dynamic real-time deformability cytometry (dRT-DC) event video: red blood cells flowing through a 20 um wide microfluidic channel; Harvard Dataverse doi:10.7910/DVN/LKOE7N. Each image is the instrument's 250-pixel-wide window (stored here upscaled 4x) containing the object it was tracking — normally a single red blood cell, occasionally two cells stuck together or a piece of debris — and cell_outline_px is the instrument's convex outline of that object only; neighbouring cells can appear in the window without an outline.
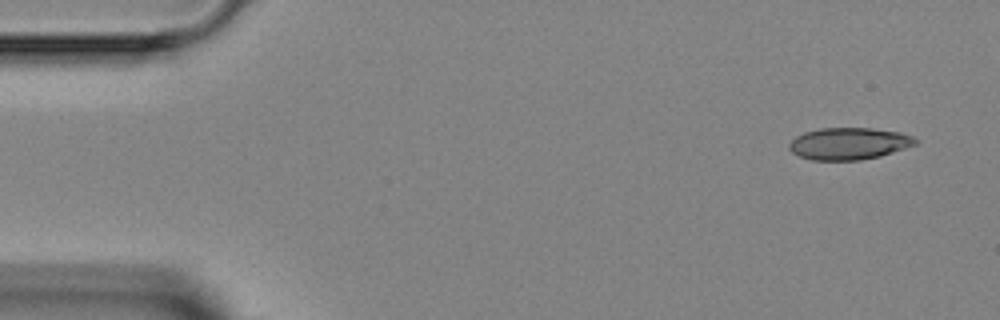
{"species": "Egyptian fruit bat (a non-hibernating species)", "species_latin": "Rousettus aegyptiacus", "temperature_condition": "room temperature", "stored_images_in_passage": 6, "camera_frame_rate_fps": 3000, "um_per_image_px": 0.085, "animal": {"sex": "female"}, "frame": {"image": 1, "passage_image": 1, "time_ms": 0.0, "image_size_px": [1000, 320], "cell_outline_px": [[916, 144], [880, 156], [860, 160], [812, 160], [800, 156], [792, 152], [788, 148], [788, 144], [796, 136], [804, 132], [820, 128], [872, 128], [900, 132], [912, 136], [916, 140]], "centroid_in_image_um": [72.12, 12.2], "position_along_channel_um": 12.9, "area_um2": 23.41}}
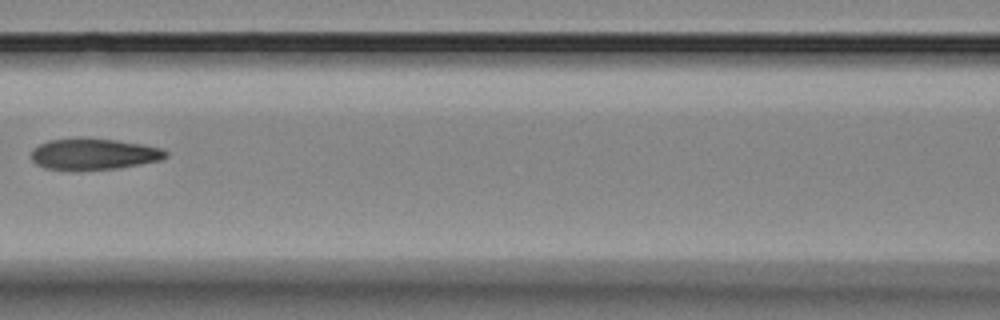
{"frame": {"image": 2, "passage_image": 5, "time_ms": 6.0, "image_size_px": [1000, 320], "cell_outline_px": [[168, 156], [160, 160], [120, 168], [44, 168], [36, 164], [32, 160], [32, 148], [48, 140], [116, 140], [140, 144], [160, 148], [168, 152]], "centroid_in_image_um": [8.0, 13.1], "position_along_channel_um": 158.6, "area_um2": 23.24}}
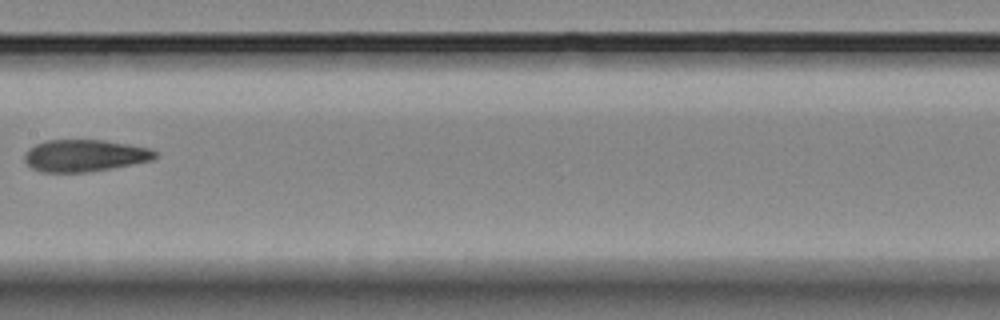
{"frame": {"image": 3, "passage_image": 6, "time_ms": 7.0, "image_size_px": [1000, 320], "cell_outline_px": [[156, 156], [152, 160], [132, 164], [88, 172], [40, 172], [32, 168], [24, 160], [24, 156], [28, 148], [44, 140], [104, 140], [152, 148], [156, 152]], "centroid_in_image_um": [7.18, 13.22], "position_along_channel_um": 200.2, "area_um2": 24.33}}